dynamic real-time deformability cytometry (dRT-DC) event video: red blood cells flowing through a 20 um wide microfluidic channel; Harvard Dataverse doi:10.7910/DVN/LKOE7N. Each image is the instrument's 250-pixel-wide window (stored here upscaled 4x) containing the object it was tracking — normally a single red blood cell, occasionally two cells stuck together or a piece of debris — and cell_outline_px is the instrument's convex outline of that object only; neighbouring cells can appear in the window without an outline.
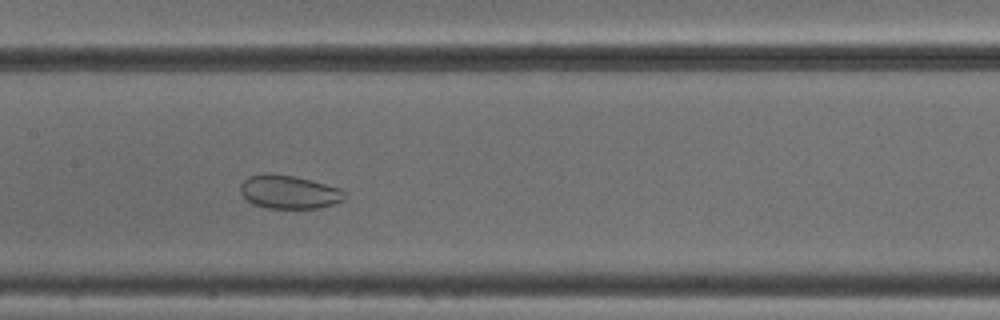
{"species": "common noctule bat (a hibernating species)", "species_latin": "Nyctalus noctula", "temperature_condition": "cold", "stored_images_in_passage": 41, "camera_frame_rate_fps": 3000, "um_per_image_px": 0.085, "animal": {"sex": "male", "body_mass_g": 18.8}, "frame": {"image": 1, "passage_image": 15, "time_ms": 4.667, "image_size_px": [1000, 320], "cell_outline_px": [[344, 200], [336, 204], [316, 208], [268, 208], [252, 204], [240, 192], [240, 184], [248, 176], [264, 172], [272, 172], [312, 180], [340, 188], [344, 192]], "centroid_in_image_um": [24.54, 16.3], "position_along_channel_um": 182.9, "area_um2": 20.52}}
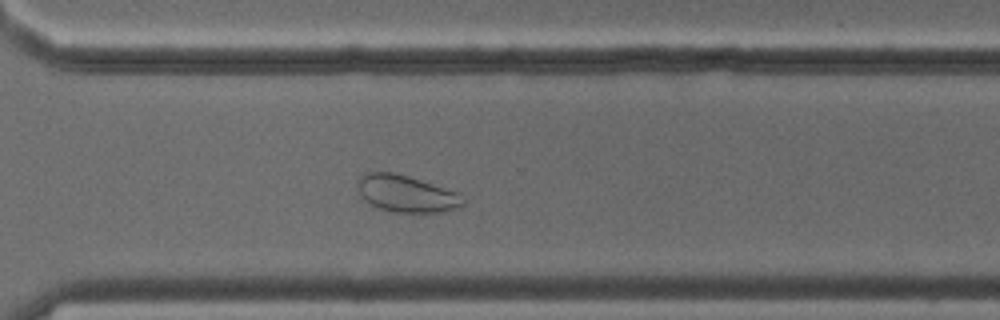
{"frame": {"image": 2, "passage_image": 27, "time_ms": 8.667, "image_size_px": [1000, 320], "cell_outline_px": [[468, 200], [460, 208], [444, 212], [392, 212], [368, 204], [364, 200], [360, 192], [356, 180], [364, 172], [392, 172], [408, 176], [460, 192]], "centroid_in_image_um": [34.6, 16.47], "position_along_channel_um": 336.0, "area_um2": 23.12}}
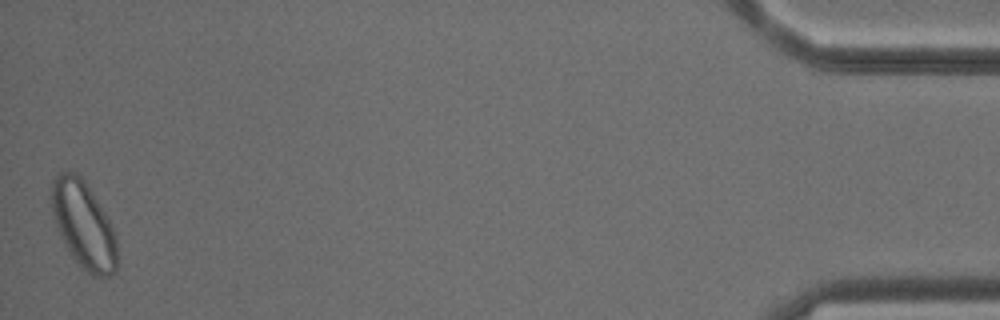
{"frame": {"image": 3, "passage_image": 41, "time_ms": 13.333, "image_size_px": [1000, 320], "cell_outline_px": [[116, 272], [108, 276], [92, 276], [72, 256], [64, 244], [52, 216], [52, 180], [60, 172], [72, 172], [80, 176], [84, 180], [104, 212], [116, 236]], "centroid_in_image_um": [7.09, 19.12], "position_along_channel_um": 428.1, "area_um2": 32.54}, "authors_computed_cell_mechanics": {"area_um2": 27.3394, "velocity_mm_per_s": 3.8447, "shape_relaxation_time_tau1_ms": 0.7441, "shape_relaxation_time_tau2_ms": 2.3639, "deformation_change_tau1": null, "deformation_change_tau2": 0.0639}}